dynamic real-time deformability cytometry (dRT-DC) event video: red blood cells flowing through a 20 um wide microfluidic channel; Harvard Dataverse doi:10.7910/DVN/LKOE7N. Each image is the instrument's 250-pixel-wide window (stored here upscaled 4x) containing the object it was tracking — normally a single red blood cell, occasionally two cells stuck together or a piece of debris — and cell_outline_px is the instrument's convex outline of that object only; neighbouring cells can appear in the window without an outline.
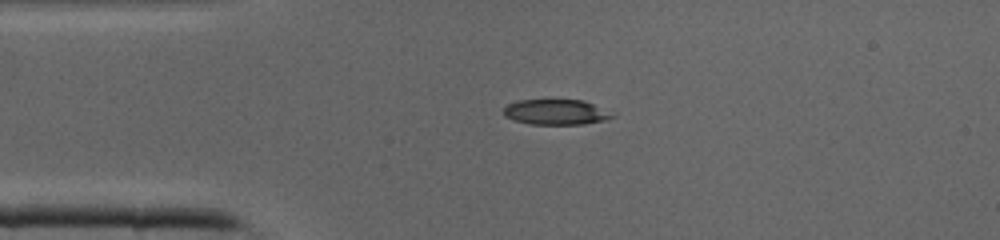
{"species": "common noctule bat (a hibernating species)", "species_latin": "Nyctalus noctula", "temperature_condition": "cold", "stored_images_in_passage": 30, "camera_frame_rate_fps": 3000, "um_per_image_px": 0.085, "animal": {"sex": "male", "body_mass_g": 19.0, "forearm_length_mm": 50.8}, "frame": {"image": 1, "passage_image": 2, "time_ms": 0.333, "image_size_px": [1000, 240], "cell_outline_px": [[616, 116], [608, 120], [584, 124], [528, 124], [504, 116], [504, 108], [508, 104], [520, 100], [584, 100]], "centroid_in_image_um": [47.25, 9.53], "position_along_channel_um": 37.7, "area_um2": 15.84}}
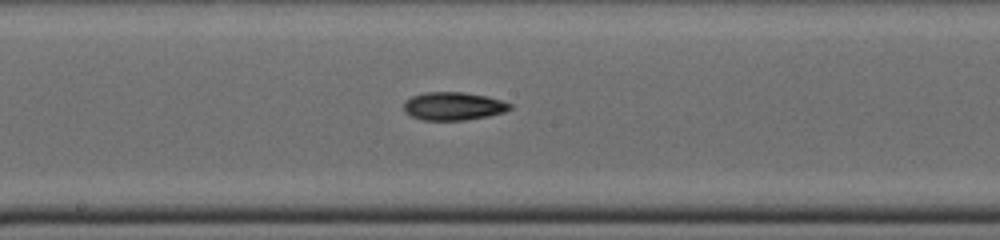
{"frame": {"image": 2, "passage_image": 14, "time_ms": 4.333, "image_size_px": [1000, 240], "cell_outline_px": [[512, 108], [504, 112], [488, 116], [464, 120], [420, 120], [404, 112], [404, 100], [412, 96], [424, 92], [460, 92], [488, 96], [512, 104]], "centroid_in_image_um": [38.51, 9.02], "position_along_channel_um": 209.7, "area_um2": 17.46}}
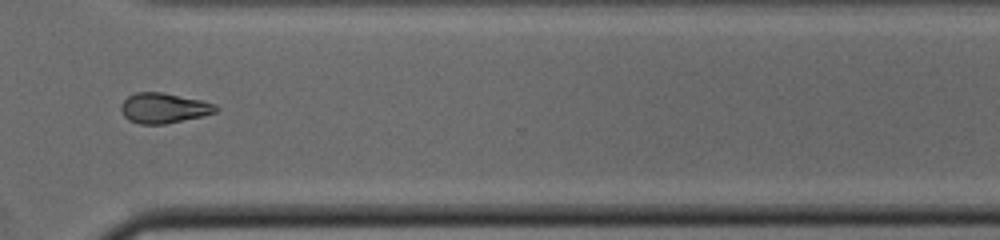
{"frame": {"image": 3, "passage_image": 23, "time_ms": 7.333, "image_size_px": [1000, 240], "cell_outline_px": [[220, 108], [216, 112], [200, 116], [164, 124], [140, 124], [128, 120], [124, 116], [120, 108], [120, 104], [128, 96], [136, 92], [164, 92], [200, 100], [216, 104]], "centroid_in_image_um": [13.9, 9.17], "position_along_channel_um": 356.7, "area_um2": 16.65}}